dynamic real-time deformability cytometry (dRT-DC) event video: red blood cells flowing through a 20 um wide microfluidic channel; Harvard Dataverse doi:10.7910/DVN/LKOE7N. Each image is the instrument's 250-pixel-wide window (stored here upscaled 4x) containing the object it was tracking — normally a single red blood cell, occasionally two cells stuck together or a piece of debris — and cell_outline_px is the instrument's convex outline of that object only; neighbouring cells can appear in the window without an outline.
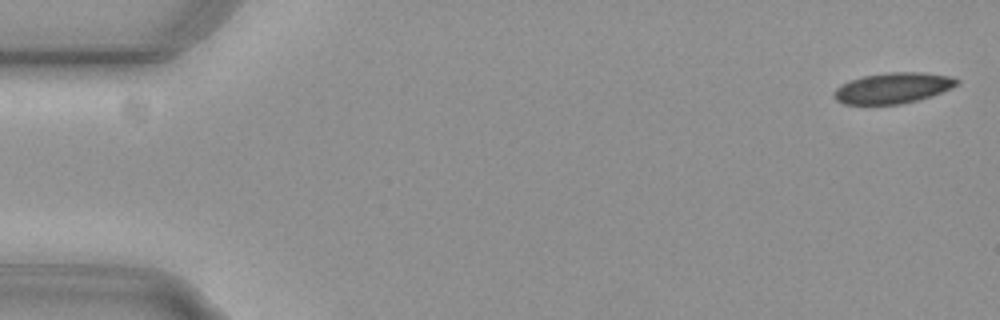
{"species": "common noctule bat (a hibernating species)", "species_latin": "Nyctalus noctula", "temperature_condition": "cold", "stored_images_in_passage": 11, "camera_frame_rate_fps": 3000, "um_per_image_px": 0.085, "animal": {"sex": "female", "body_mass_g": 29.2, "forearm_length_mm": 56.3}, "frame": {"image": 1, "passage_image": 2, "time_ms": 0.333, "image_size_px": [1000, 320], "cell_outline_px": [[960, 80], [956, 84], [940, 92], [916, 100], [900, 104], [844, 104], [836, 100], [832, 92], [840, 84], [864, 76], [888, 72], [920, 72], [948, 76]], "centroid_in_image_um": [75.82, 7.48], "position_along_channel_um": 9.2, "area_um2": 21.56}}